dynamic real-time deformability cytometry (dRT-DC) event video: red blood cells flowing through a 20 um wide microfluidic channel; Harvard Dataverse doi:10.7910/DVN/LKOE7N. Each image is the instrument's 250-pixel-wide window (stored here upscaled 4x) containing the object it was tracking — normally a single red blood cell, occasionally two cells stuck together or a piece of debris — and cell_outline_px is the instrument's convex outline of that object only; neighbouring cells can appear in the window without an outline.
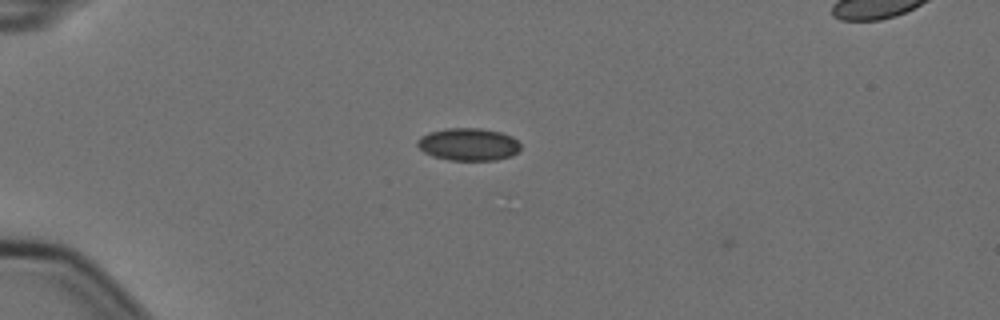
{"species": "Egyptian fruit bat (a non-hibernating species)", "species_latin": "Rousettus aegyptiacus", "temperature_condition": "cold", "stored_images_in_passage": 3, "camera_frame_rate_fps": 3000, "um_per_image_px": 0.085, "animal": {"sex": "female"}, "frame": {"image": 1, "passage_image": 2, "time_ms": 0.333, "image_size_px": [1000, 320], "cell_outline_px": [[520, 148], [512, 156], [496, 160], [448, 160], [432, 156], [424, 152], [416, 144], [416, 140], [420, 136], [428, 132], [444, 128], [480, 128], [500, 132], [512, 136], [520, 144]], "centroid_in_image_um": [39.78, 12.26], "position_along_channel_um": 45.2, "area_um2": 19.71}}